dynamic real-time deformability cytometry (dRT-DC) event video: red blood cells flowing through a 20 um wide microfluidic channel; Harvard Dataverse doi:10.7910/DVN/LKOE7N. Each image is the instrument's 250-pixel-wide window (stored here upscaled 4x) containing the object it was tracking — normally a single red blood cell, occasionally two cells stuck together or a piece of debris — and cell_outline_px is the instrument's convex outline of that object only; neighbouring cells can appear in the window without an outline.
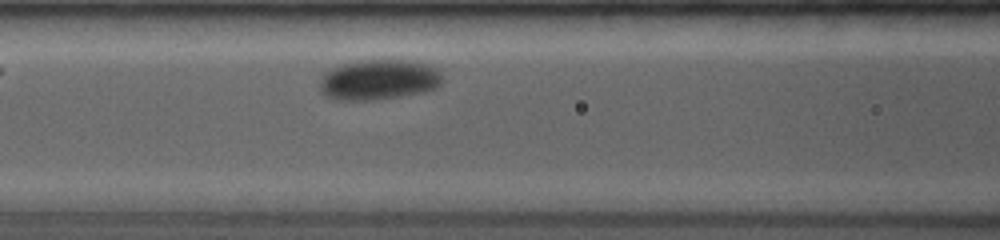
{"species": "common noctule bat (a hibernating species)", "species_latin": "Nyctalus noctula", "temperature_condition": "room temperature", "stored_images_in_passage": 20, "camera_frame_rate_fps": 4000, "um_per_image_px": 0.085, "animal": {"sex": "female", "body_mass_g": 19.0, "forearm_length_mm": 53.3}, "frame": {"image": 1, "passage_image": 6, "time_ms": 2.5, "image_size_px": [1000, 240], "cell_outline_px": [[444, 80], [436, 88], [424, 92], [400, 96], [372, 100], [332, 100], [324, 96], [320, 92], [320, 76], [324, 72], [332, 68], [344, 64], [360, 60], [404, 60], [424, 64], [436, 68], [440, 72]], "centroid_in_image_um": [32.15, 6.79], "position_along_channel_um": 134.4, "area_um2": 29.02}}
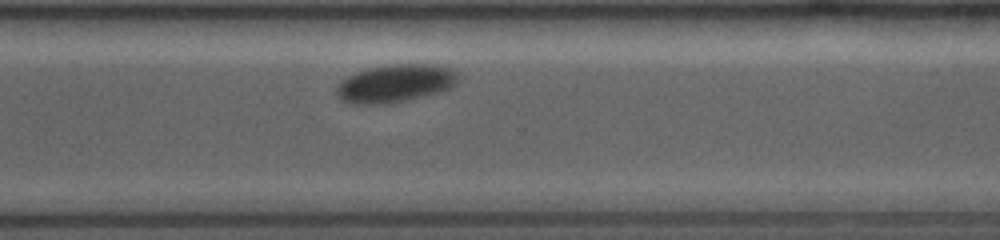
{"frame": {"image": 2, "passage_image": 17, "time_ms": 8.0, "image_size_px": [1000, 240], "cell_outline_px": [[460, 80], [456, 84], [440, 92], [404, 100], [376, 104], [348, 104], [340, 100], [336, 96], [336, 84], [340, 80], [356, 72], [368, 68], [392, 64], [436, 64], [452, 68], [456, 72]], "centroid_in_image_um": [33.57, 7.07], "position_along_channel_um": 337.0, "area_um2": 27.05}}
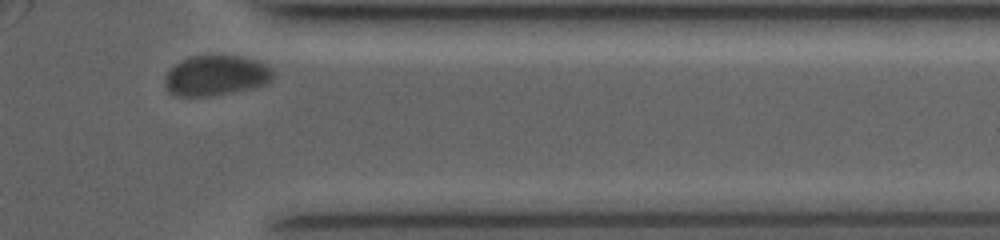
{"frame": {"image": 3, "passage_image": 20, "time_ms": 9.5, "image_size_px": [1000, 240], "cell_outline_px": [[276, 76], [268, 84], [256, 88], [208, 96], [176, 96], [168, 92], [164, 84], [164, 80], [168, 72], [176, 64], [192, 56], [236, 56], [256, 60], [272, 68]], "centroid_in_image_um": [18.41, 6.44], "position_along_channel_um": 393.0, "area_um2": 25.43}, "authors_computed_cell_mechanics": {"area_um2": 27.6284, "velocity_mm_per_s": 3.6621, "shape_relaxation_time_tau1_ms": 0.8826, "shape_relaxation_time_tau2_ms": null, "deformation_change_tau1": 0.0306, "deformation_change_tau2": null}}